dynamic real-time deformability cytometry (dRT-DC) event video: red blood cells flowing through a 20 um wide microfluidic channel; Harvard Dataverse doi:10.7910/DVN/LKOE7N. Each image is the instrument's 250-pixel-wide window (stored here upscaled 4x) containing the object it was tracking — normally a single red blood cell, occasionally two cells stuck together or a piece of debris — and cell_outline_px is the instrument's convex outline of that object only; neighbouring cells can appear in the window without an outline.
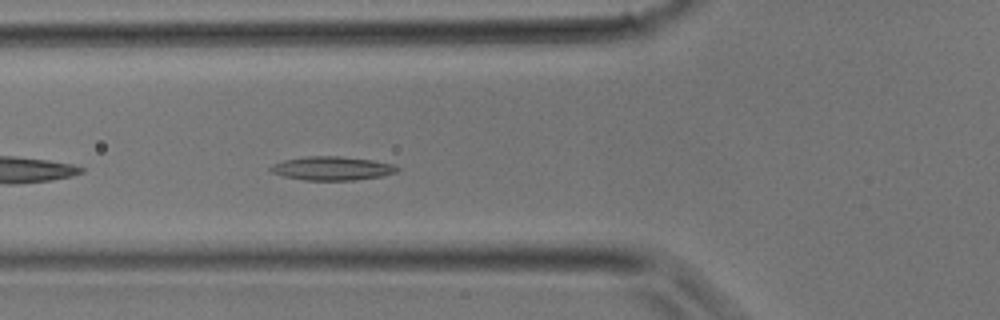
{"species": "common noctule bat (a hibernating species)", "species_latin": "Nyctalus noctula", "temperature_condition": "room temperature", "stored_images_in_passage": 27, "camera_frame_rate_fps": 3000, "um_per_image_px": 0.085, "animal": {"sex": "male", "body_mass_g": 17.9}, "frame": {"image": 1, "passage_image": 7, "time_ms": 2.0, "image_size_px": [1000, 320], "cell_outline_px": [[400, 168], [396, 172], [380, 176], [356, 180], [304, 180], [284, 176], [272, 172], [268, 168], [272, 164], [284, 160], [308, 156], [340, 156], [372, 160], [392, 164]], "centroid_in_image_um": [28.2, 14.31], "position_along_channel_um": 97.6, "area_um2": 17.4}}
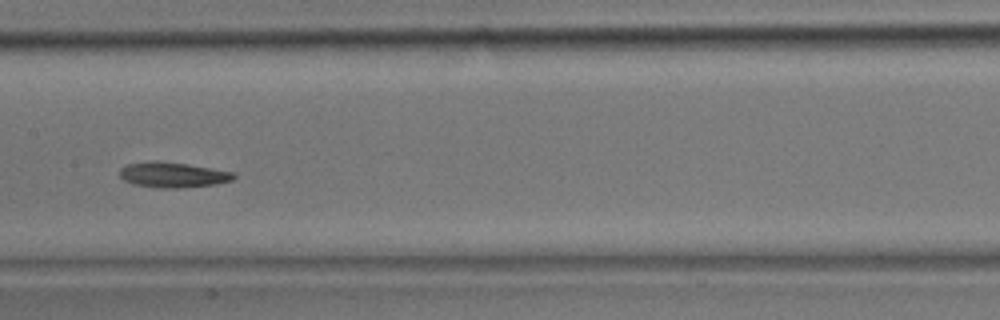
{"frame": {"image": 2, "passage_image": 12, "time_ms": 3.667, "image_size_px": [1000, 320], "cell_outline_px": [[236, 176], [232, 180], [216, 184], [180, 188], [160, 188], [132, 184], [124, 180], [120, 176], [120, 168], [128, 164], [148, 160], [152, 160], [188, 164], [232, 172]], "centroid_in_image_um": [14.65, 14.86], "position_along_channel_um": 192.7, "area_um2": 16.82}}
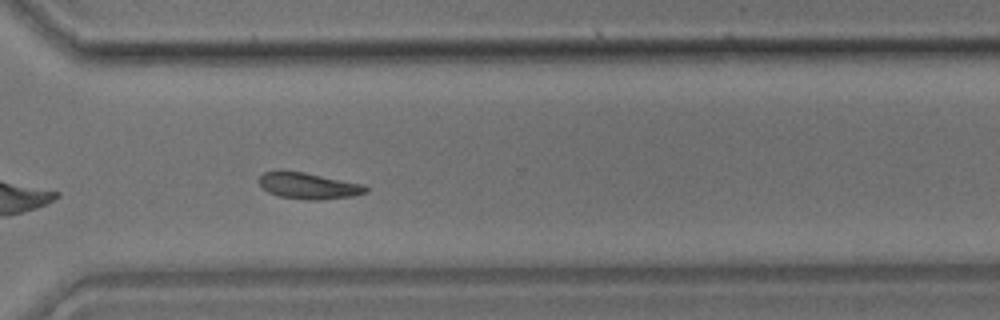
{"frame": {"image": 3, "passage_image": 20, "time_ms": 6.333, "image_size_px": [1000, 320], "cell_outline_px": [[368, 192], [352, 196], [320, 200], [304, 200], [280, 196], [268, 192], [260, 184], [260, 176], [264, 172], [280, 168], [304, 172], [364, 184], [368, 188]], "centroid_in_image_um": [26.21, 15.77], "position_along_channel_um": 344.4, "area_um2": 16.65}}